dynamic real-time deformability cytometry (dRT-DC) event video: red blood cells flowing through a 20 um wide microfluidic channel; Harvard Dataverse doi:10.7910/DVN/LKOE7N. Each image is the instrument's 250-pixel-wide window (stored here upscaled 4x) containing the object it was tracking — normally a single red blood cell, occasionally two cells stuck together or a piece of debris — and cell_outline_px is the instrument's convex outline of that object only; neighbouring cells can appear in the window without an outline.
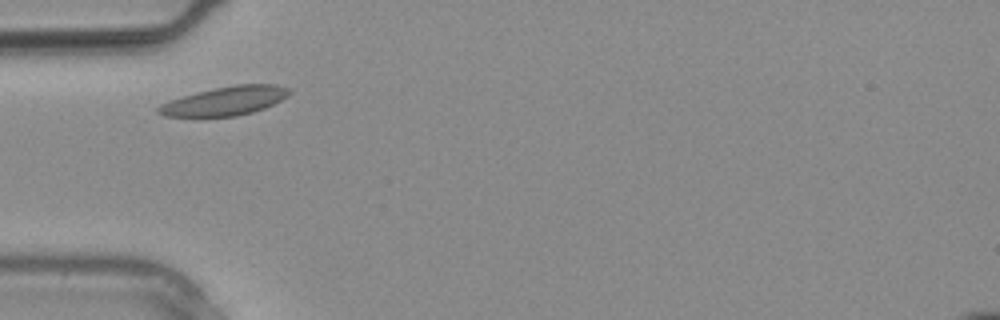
{"species": "common noctule bat (a hibernating species)", "species_latin": "Nyctalus noctula", "temperature_condition": "warm", "stored_images_in_passage": 1, "camera_frame_rate_fps": 3000, "um_per_image_px": 0.085, "animal": {"sex": "male", "body_mass_g": 20.4}, "frame": {"image": 1, "passage_image": 1, "time_ms": 0.0, "image_size_px": [1000, 320], "cell_outline_px": [[292, 92], [288, 96], [264, 108], [252, 112], [236, 116], [164, 116], [156, 112], [156, 108], [160, 104], [196, 92], [236, 84], [276, 84], [288, 88]], "centroid_in_image_um": [19.14, 8.57], "position_along_channel_um": 65.9, "area_um2": 21.73}}